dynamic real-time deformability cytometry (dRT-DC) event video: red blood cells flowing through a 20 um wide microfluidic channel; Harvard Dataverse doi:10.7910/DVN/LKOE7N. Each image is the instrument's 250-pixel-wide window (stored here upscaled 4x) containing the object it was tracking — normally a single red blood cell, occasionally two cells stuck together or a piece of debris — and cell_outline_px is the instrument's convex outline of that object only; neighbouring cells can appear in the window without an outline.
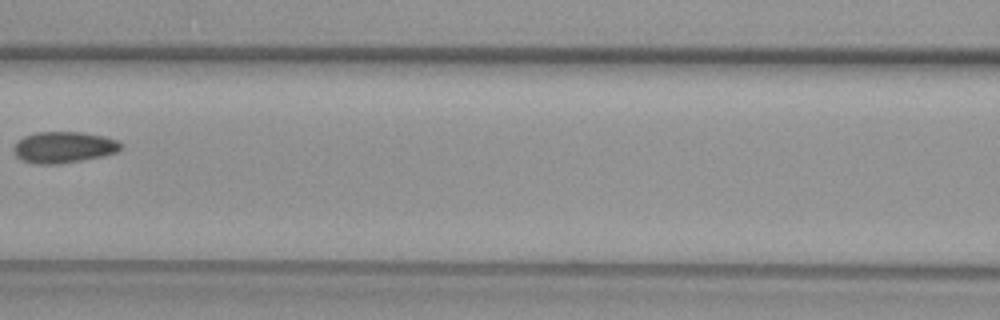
{"species": "common noctule bat (a hibernating species)", "species_latin": "Nyctalus noctula", "temperature_condition": "warm", "stored_images_in_passage": 4, "camera_frame_rate_fps": 3000, "um_per_image_px": 0.085, "animal": {"sex": "female", "body_mass_g": 29.2, "forearm_length_mm": 56.3}, "frame": {"image": 1, "passage_image": 3, "time_ms": 0.667, "image_size_px": [1000, 320], "cell_outline_px": [[120, 148], [116, 152], [100, 156], [60, 164], [36, 164], [24, 160], [16, 156], [16, 144], [24, 136], [36, 132], [84, 132], [104, 136], [120, 140]], "centroid_in_image_um": [5.45, 12.5], "position_along_channel_um": 161.2, "area_um2": 19.19}}